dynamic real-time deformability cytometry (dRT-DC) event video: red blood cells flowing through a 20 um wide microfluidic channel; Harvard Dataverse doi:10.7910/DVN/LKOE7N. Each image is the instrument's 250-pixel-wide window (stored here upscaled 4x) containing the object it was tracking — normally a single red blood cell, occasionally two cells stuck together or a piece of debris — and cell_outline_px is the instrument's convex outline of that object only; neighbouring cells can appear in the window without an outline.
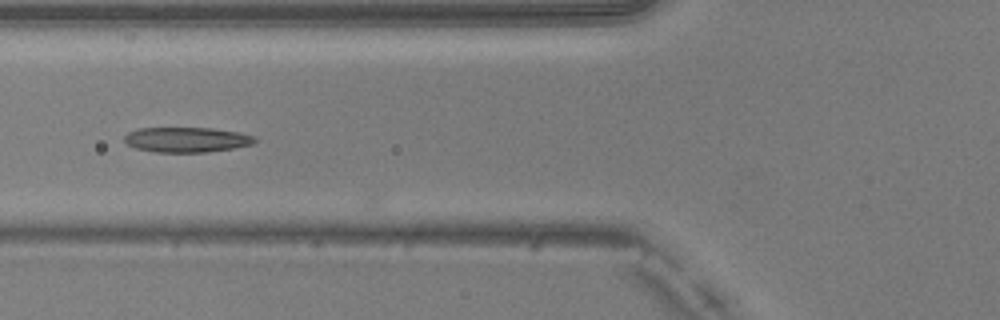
{"species": "common noctule bat (a hibernating species)", "species_latin": "Nyctalus noctula", "temperature_condition": "warm", "stored_images_in_passage": 21, "camera_frame_rate_fps": 3000, "um_per_image_px": 0.085, "animal": {"sex": "male", "body_mass_g": 20.5, "forearm_length_mm": 52.5}, "frame": {"image": 1, "passage_image": 20, "time_ms": 6.333, "image_size_px": [1000, 320], "cell_outline_px": [[256, 140], [252, 144], [232, 148], [208, 152], [156, 152], [136, 148], [128, 144], [124, 140], [124, 136], [128, 132], [136, 128], [212, 128], [240, 132], [256, 136]], "centroid_in_image_um": [15.87, 11.86], "position_along_channel_um": 109.9, "area_um2": 19.07}}